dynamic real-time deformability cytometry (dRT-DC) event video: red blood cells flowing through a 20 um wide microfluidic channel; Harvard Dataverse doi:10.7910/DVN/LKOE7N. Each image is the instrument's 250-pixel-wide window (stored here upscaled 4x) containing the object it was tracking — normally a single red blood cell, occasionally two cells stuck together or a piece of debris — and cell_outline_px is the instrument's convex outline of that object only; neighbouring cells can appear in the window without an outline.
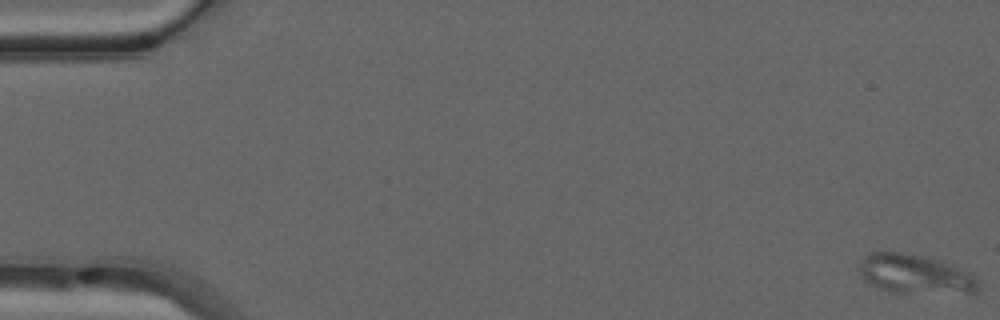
{"species": "common noctule bat (a hibernating species)", "species_latin": "Nyctalus noctula", "temperature_condition": "warm", "stored_images_in_passage": 46, "camera_frame_rate_fps": 3000, "um_per_image_px": 0.085, "animal": {"sex": "male", "forearm_length_mm": 52.5}, "frame": {"image": 1, "passage_image": 1, "time_ms": 0.0, "image_size_px": [1000, 320], "cell_outline_px": [[980, 288], [976, 296], [892, 292], [868, 284], [860, 276], [856, 268], [860, 260], [868, 252], [904, 252], [924, 256], [960, 268], [976, 276], [980, 284]], "centroid_in_image_um": [77.83, 23.35], "position_along_channel_um": 7.2, "area_um2": 28.5}}
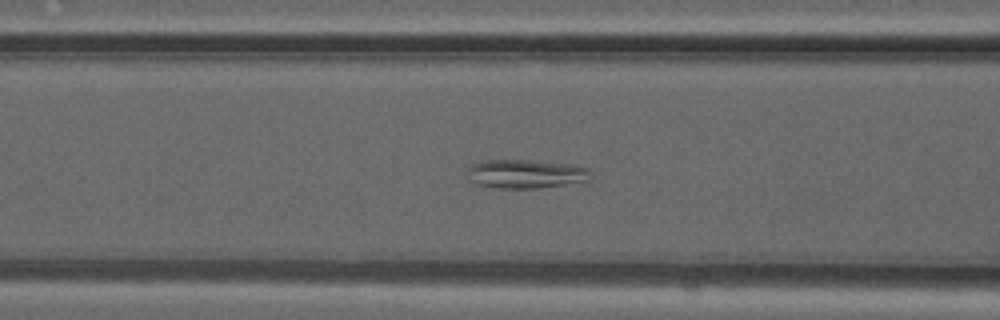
{"frame": {"image": 2, "passage_image": 21, "time_ms": 6.667, "image_size_px": [1000, 320], "cell_outline_px": [[588, 180], [540, 188], [496, 188], [476, 184], [468, 180], [468, 168], [472, 164], [480, 160], [528, 160], [576, 164], [588, 168]], "centroid_in_image_um": [44.62, 14.77], "position_along_channel_um": 122.0, "area_um2": 20.75}}
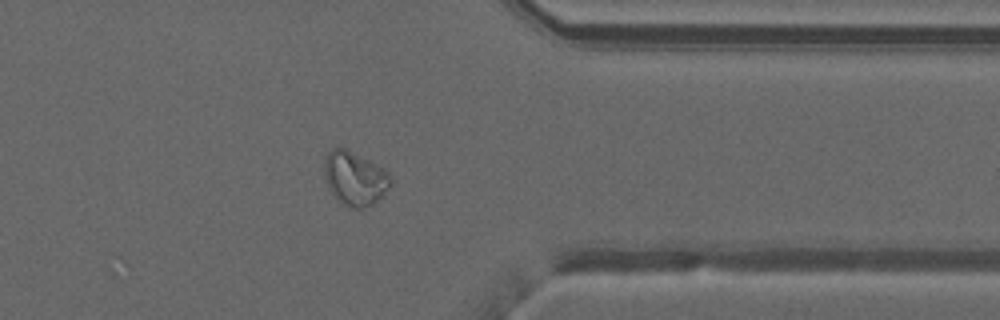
{"frame": {"image": 3, "passage_image": 41, "time_ms": 13.333, "image_size_px": [1000, 320], "cell_outline_px": [[392, 184], [384, 196], [372, 204], [360, 208], [352, 208], [340, 200], [328, 188], [324, 176], [324, 156], [332, 148], [344, 148], [384, 168], [392, 176]], "centroid_in_image_um": [30.18, 15.15], "position_along_channel_um": 381.2, "area_um2": 20.75}}